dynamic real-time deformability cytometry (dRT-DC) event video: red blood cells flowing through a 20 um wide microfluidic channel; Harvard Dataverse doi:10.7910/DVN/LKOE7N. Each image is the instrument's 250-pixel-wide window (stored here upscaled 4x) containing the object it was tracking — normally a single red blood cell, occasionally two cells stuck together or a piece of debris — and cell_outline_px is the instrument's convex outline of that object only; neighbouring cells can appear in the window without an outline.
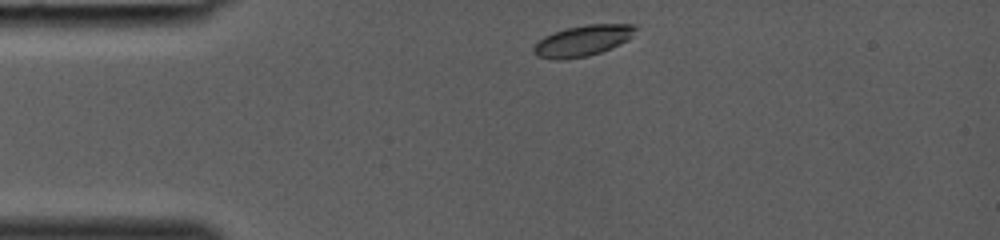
{"species": "common noctule bat (a hibernating species)", "species_latin": "Nyctalus noctula", "temperature_condition": "room temperature", "stored_images_in_passage": 3, "camera_frame_rate_fps": 3000, "um_per_image_px": 0.085, "animal": {"sex": "female", "body_mass_g": 19.0, "forearm_length_mm": 53.3}, "frame": {"image": 1, "passage_image": 1, "time_ms": 0.0, "image_size_px": [1000, 240], "cell_outline_px": [[636, 28], [632, 36], [628, 40], [620, 44], [600, 52], [588, 56], [564, 60], [552, 60], [536, 56], [532, 52], [532, 48], [544, 36], [568, 28], [588, 24], [636, 24]], "centroid_in_image_um": [49.51, 3.48], "position_along_channel_um": 35.5, "area_um2": 18.32}}